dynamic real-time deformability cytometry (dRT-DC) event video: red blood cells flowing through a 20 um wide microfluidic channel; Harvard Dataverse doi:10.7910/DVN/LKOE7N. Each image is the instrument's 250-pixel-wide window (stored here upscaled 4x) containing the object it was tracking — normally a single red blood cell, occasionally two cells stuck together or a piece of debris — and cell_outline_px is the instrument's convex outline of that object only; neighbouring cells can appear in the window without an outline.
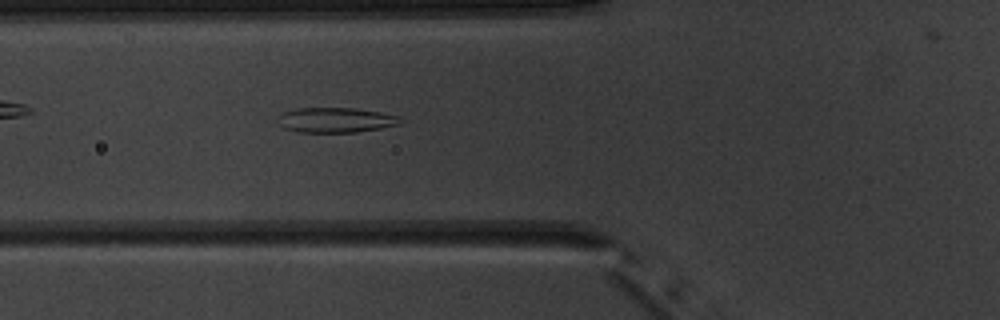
{"species": "common noctule bat (a hibernating species)", "species_latin": "Nyctalus noctula", "temperature_condition": "warm", "stored_images_in_passage": 7, "camera_frame_rate_fps": 3000, "um_per_image_px": 0.085, "animal": {"sex": "male", "body_mass_g": 20.1, "forearm_length_mm": 53.5}, "frame": {"image": 1, "passage_image": 6, "time_ms": 6.667, "image_size_px": [1000, 320], "cell_outline_px": [[400, 124], [380, 128], [356, 132], [296, 132], [284, 128], [280, 116], [284, 112], [296, 108], [356, 108], [380, 112], [400, 116]], "centroid_in_image_um": [28.58, 10.2], "position_along_channel_um": 97.2, "area_um2": 17.57}}